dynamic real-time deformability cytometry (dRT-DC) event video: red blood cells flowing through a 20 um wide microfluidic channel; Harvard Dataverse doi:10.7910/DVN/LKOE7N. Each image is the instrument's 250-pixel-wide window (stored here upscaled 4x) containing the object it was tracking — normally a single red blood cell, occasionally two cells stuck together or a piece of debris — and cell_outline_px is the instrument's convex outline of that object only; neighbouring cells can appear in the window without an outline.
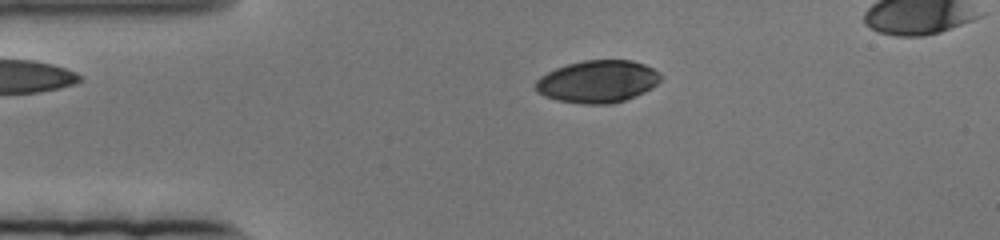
{"species": "human", "species_latin": "Homo sapiens", "temperature_condition": "cold", "stored_images_in_passage": 64, "camera_frame_rate_fps": 3000, "um_per_image_px": 0.085, "donor": {"sex": "female"}, "frame": {"image": 1, "passage_image": 1, "time_ms": 0.0, "image_size_px": [1000, 240], "cell_outline_px": [[664, 76], [652, 88], [636, 96], [612, 104], [584, 104], [556, 100], [544, 96], [536, 92], [536, 80], [540, 76], [556, 68], [568, 64], [584, 60], [632, 60], [644, 64], [660, 72]], "centroid_in_image_um": [50.81, 6.93], "position_along_channel_um": 34.2, "area_um2": 31.04}}
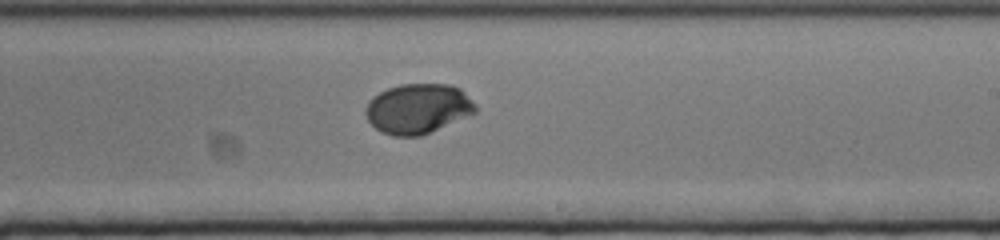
{"frame": {"image": 2, "passage_image": 33, "time_ms": 10.667, "image_size_px": [1000, 240], "cell_outline_px": [[476, 112], [420, 136], [392, 136], [376, 128], [368, 120], [364, 112], [364, 108], [368, 100], [372, 96], [388, 88], [400, 84], [448, 84], [460, 88], [476, 104]], "centroid_in_image_um": [35.49, 9.22], "position_along_channel_um": 253.5, "area_um2": 31.85}}
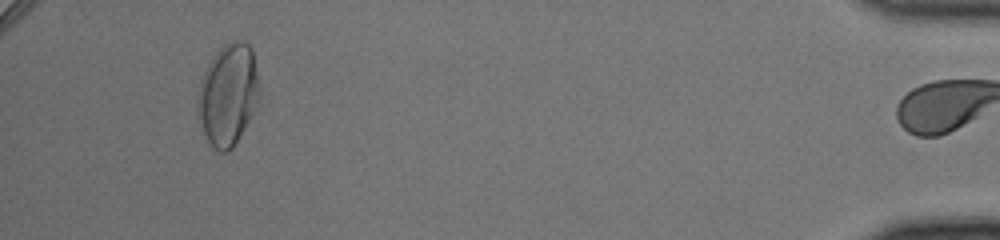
{"frame": {"image": 3, "passage_image": 63, "time_ms": 20.667, "image_size_px": [1000, 240], "cell_outline_px": [[260, 100], [244, 128], [232, 148], [228, 152], [220, 152], [212, 148], [208, 144], [200, 124], [196, 112], [196, 108], [200, 80], [212, 56], [224, 44], [232, 40], [244, 40], [252, 48], [260, 88]], "centroid_in_image_um": [19.37, 8.04], "position_along_channel_um": 415.8, "area_um2": 36.99}}